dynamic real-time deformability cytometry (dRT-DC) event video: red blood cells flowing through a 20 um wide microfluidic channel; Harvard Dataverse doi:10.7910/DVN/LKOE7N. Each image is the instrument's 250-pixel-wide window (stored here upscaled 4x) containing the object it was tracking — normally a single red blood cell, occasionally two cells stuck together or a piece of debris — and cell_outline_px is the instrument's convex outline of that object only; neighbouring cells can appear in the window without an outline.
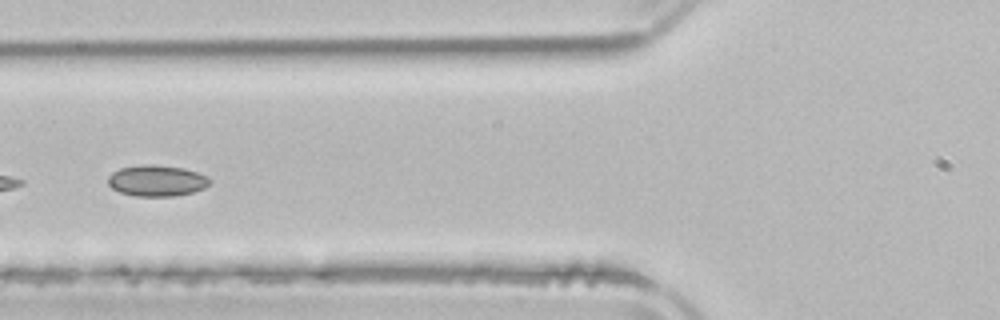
{"species": "common noctule bat (a hibernating species)", "species_latin": "Nyctalus noctula", "temperature_condition": "room temperature", "stored_images_in_passage": 4, "camera_frame_rate_fps": 3000, "um_per_image_px": 0.085, "animal": {"sex": "male", "body_mass_g": 21.5, "forearm_length_mm": 52.0}, "frame": {"image": 1, "passage_image": 4, "time_ms": 4.0, "image_size_px": [1000, 320], "cell_outline_px": [[212, 180], [204, 188], [192, 192], [176, 196], [136, 196], [120, 192], [112, 188], [108, 184], [108, 176], [112, 172], [120, 168], [144, 164], [152, 164], [184, 168], [208, 176]], "centroid_in_image_um": [13.32, 15.35], "position_along_channel_um": 112.5, "area_um2": 18.5}}